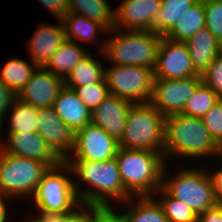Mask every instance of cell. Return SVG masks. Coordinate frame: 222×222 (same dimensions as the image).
<instances>
[{"label":"cell","mask_w":222,"mask_h":222,"mask_svg":"<svg viewBox=\"0 0 222 222\" xmlns=\"http://www.w3.org/2000/svg\"><path fill=\"white\" fill-rule=\"evenodd\" d=\"M65 162L72 168V175L79 177L73 181L82 204L111 207V200L112 202L115 200L114 203H123L132 197L124 188L115 158L98 162L88 160Z\"/></svg>","instance_id":"1"},{"label":"cell","mask_w":222,"mask_h":222,"mask_svg":"<svg viewBox=\"0 0 222 222\" xmlns=\"http://www.w3.org/2000/svg\"><path fill=\"white\" fill-rule=\"evenodd\" d=\"M187 157V159L218 158L219 145L213 140L205 127L202 118L184 114H173L165 117L164 152L168 156Z\"/></svg>","instance_id":"2"},{"label":"cell","mask_w":222,"mask_h":222,"mask_svg":"<svg viewBox=\"0 0 222 222\" xmlns=\"http://www.w3.org/2000/svg\"><path fill=\"white\" fill-rule=\"evenodd\" d=\"M115 159L124 188L132 197L154 196L162 187L163 153L119 147Z\"/></svg>","instance_id":"3"},{"label":"cell","mask_w":222,"mask_h":222,"mask_svg":"<svg viewBox=\"0 0 222 222\" xmlns=\"http://www.w3.org/2000/svg\"><path fill=\"white\" fill-rule=\"evenodd\" d=\"M108 35L112 37L102 42L100 52L111 64L145 66L154 70L162 35L118 28L109 30Z\"/></svg>","instance_id":"4"},{"label":"cell","mask_w":222,"mask_h":222,"mask_svg":"<svg viewBox=\"0 0 222 222\" xmlns=\"http://www.w3.org/2000/svg\"><path fill=\"white\" fill-rule=\"evenodd\" d=\"M168 163L162 172V188L170 196L185 203L197 216L219 204L207 168L186 166L172 175L167 171Z\"/></svg>","instance_id":"5"},{"label":"cell","mask_w":222,"mask_h":222,"mask_svg":"<svg viewBox=\"0 0 222 222\" xmlns=\"http://www.w3.org/2000/svg\"><path fill=\"white\" fill-rule=\"evenodd\" d=\"M165 117L150 102L132 103L119 147L164 152Z\"/></svg>","instance_id":"6"},{"label":"cell","mask_w":222,"mask_h":222,"mask_svg":"<svg viewBox=\"0 0 222 222\" xmlns=\"http://www.w3.org/2000/svg\"><path fill=\"white\" fill-rule=\"evenodd\" d=\"M69 173V176L66 175ZM72 168L61 162L43 175L37 189L31 198L37 214L68 213L81 204L76 194Z\"/></svg>","instance_id":"7"},{"label":"cell","mask_w":222,"mask_h":222,"mask_svg":"<svg viewBox=\"0 0 222 222\" xmlns=\"http://www.w3.org/2000/svg\"><path fill=\"white\" fill-rule=\"evenodd\" d=\"M50 166L42 161L19 157L0 149V194L15 198H32Z\"/></svg>","instance_id":"8"},{"label":"cell","mask_w":222,"mask_h":222,"mask_svg":"<svg viewBox=\"0 0 222 222\" xmlns=\"http://www.w3.org/2000/svg\"><path fill=\"white\" fill-rule=\"evenodd\" d=\"M105 69V80L110 94L132 103L150 102L153 70L145 66L114 65Z\"/></svg>","instance_id":"9"},{"label":"cell","mask_w":222,"mask_h":222,"mask_svg":"<svg viewBox=\"0 0 222 222\" xmlns=\"http://www.w3.org/2000/svg\"><path fill=\"white\" fill-rule=\"evenodd\" d=\"M202 82V76L184 79H153L150 103L164 117L182 114L187 100Z\"/></svg>","instance_id":"10"},{"label":"cell","mask_w":222,"mask_h":222,"mask_svg":"<svg viewBox=\"0 0 222 222\" xmlns=\"http://www.w3.org/2000/svg\"><path fill=\"white\" fill-rule=\"evenodd\" d=\"M119 142L92 123L74 133L73 153L67 160L105 161L115 158Z\"/></svg>","instance_id":"11"},{"label":"cell","mask_w":222,"mask_h":222,"mask_svg":"<svg viewBox=\"0 0 222 222\" xmlns=\"http://www.w3.org/2000/svg\"><path fill=\"white\" fill-rule=\"evenodd\" d=\"M154 79H184L199 75L191 62L187 44L163 36L153 70Z\"/></svg>","instance_id":"12"},{"label":"cell","mask_w":222,"mask_h":222,"mask_svg":"<svg viewBox=\"0 0 222 222\" xmlns=\"http://www.w3.org/2000/svg\"><path fill=\"white\" fill-rule=\"evenodd\" d=\"M37 133L51 151L65 162L73 153L74 132L59 118L53 106L38 108Z\"/></svg>","instance_id":"13"},{"label":"cell","mask_w":222,"mask_h":222,"mask_svg":"<svg viewBox=\"0 0 222 222\" xmlns=\"http://www.w3.org/2000/svg\"><path fill=\"white\" fill-rule=\"evenodd\" d=\"M63 87V78L38 66L16 97L36 108L51 107Z\"/></svg>","instance_id":"14"},{"label":"cell","mask_w":222,"mask_h":222,"mask_svg":"<svg viewBox=\"0 0 222 222\" xmlns=\"http://www.w3.org/2000/svg\"><path fill=\"white\" fill-rule=\"evenodd\" d=\"M162 0H123L115 8V28L152 31Z\"/></svg>","instance_id":"15"},{"label":"cell","mask_w":222,"mask_h":222,"mask_svg":"<svg viewBox=\"0 0 222 222\" xmlns=\"http://www.w3.org/2000/svg\"><path fill=\"white\" fill-rule=\"evenodd\" d=\"M7 135L6 141L0 139V149L3 152L42 161L50 167H55L62 162L37 132H13Z\"/></svg>","instance_id":"16"},{"label":"cell","mask_w":222,"mask_h":222,"mask_svg":"<svg viewBox=\"0 0 222 222\" xmlns=\"http://www.w3.org/2000/svg\"><path fill=\"white\" fill-rule=\"evenodd\" d=\"M132 102L110 94L91 112V123L120 142Z\"/></svg>","instance_id":"17"},{"label":"cell","mask_w":222,"mask_h":222,"mask_svg":"<svg viewBox=\"0 0 222 222\" xmlns=\"http://www.w3.org/2000/svg\"><path fill=\"white\" fill-rule=\"evenodd\" d=\"M57 24L55 26L41 23L28 41L27 47L31 62L37 66H44L66 40L63 21L58 19Z\"/></svg>","instance_id":"18"},{"label":"cell","mask_w":222,"mask_h":222,"mask_svg":"<svg viewBox=\"0 0 222 222\" xmlns=\"http://www.w3.org/2000/svg\"><path fill=\"white\" fill-rule=\"evenodd\" d=\"M53 107L59 118L75 133L91 123V111L73 89L63 87Z\"/></svg>","instance_id":"19"},{"label":"cell","mask_w":222,"mask_h":222,"mask_svg":"<svg viewBox=\"0 0 222 222\" xmlns=\"http://www.w3.org/2000/svg\"><path fill=\"white\" fill-rule=\"evenodd\" d=\"M218 39L206 28L197 31L187 44L192 65L195 71L202 76L210 63L219 55Z\"/></svg>","instance_id":"20"},{"label":"cell","mask_w":222,"mask_h":222,"mask_svg":"<svg viewBox=\"0 0 222 222\" xmlns=\"http://www.w3.org/2000/svg\"><path fill=\"white\" fill-rule=\"evenodd\" d=\"M88 53L82 44L65 40L43 67L52 74L65 79Z\"/></svg>","instance_id":"21"},{"label":"cell","mask_w":222,"mask_h":222,"mask_svg":"<svg viewBox=\"0 0 222 222\" xmlns=\"http://www.w3.org/2000/svg\"><path fill=\"white\" fill-rule=\"evenodd\" d=\"M62 21L65 27L66 40L74 41L77 44L78 41L85 43L91 41L93 45H96L99 43L97 41L99 39H96L99 34L104 33L106 35L109 31L101 23L74 13H67Z\"/></svg>","instance_id":"22"},{"label":"cell","mask_w":222,"mask_h":222,"mask_svg":"<svg viewBox=\"0 0 222 222\" xmlns=\"http://www.w3.org/2000/svg\"><path fill=\"white\" fill-rule=\"evenodd\" d=\"M122 204H129L120 214L123 222H168L155 196L131 197Z\"/></svg>","instance_id":"23"},{"label":"cell","mask_w":222,"mask_h":222,"mask_svg":"<svg viewBox=\"0 0 222 222\" xmlns=\"http://www.w3.org/2000/svg\"><path fill=\"white\" fill-rule=\"evenodd\" d=\"M68 13L97 21L108 30L115 28V8L108 0H68Z\"/></svg>","instance_id":"24"},{"label":"cell","mask_w":222,"mask_h":222,"mask_svg":"<svg viewBox=\"0 0 222 222\" xmlns=\"http://www.w3.org/2000/svg\"><path fill=\"white\" fill-rule=\"evenodd\" d=\"M205 11L203 0H198L184 11L176 25L165 35L170 40L186 42L197 31L205 28Z\"/></svg>","instance_id":"25"},{"label":"cell","mask_w":222,"mask_h":222,"mask_svg":"<svg viewBox=\"0 0 222 222\" xmlns=\"http://www.w3.org/2000/svg\"><path fill=\"white\" fill-rule=\"evenodd\" d=\"M88 53L64 79L65 87H81L105 77L104 64ZM103 64V65H102Z\"/></svg>","instance_id":"26"},{"label":"cell","mask_w":222,"mask_h":222,"mask_svg":"<svg viewBox=\"0 0 222 222\" xmlns=\"http://www.w3.org/2000/svg\"><path fill=\"white\" fill-rule=\"evenodd\" d=\"M37 67L33 62L29 64L26 60L11 58L0 70V81L17 96Z\"/></svg>","instance_id":"27"},{"label":"cell","mask_w":222,"mask_h":222,"mask_svg":"<svg viewBox=\"0 0 222 222\" xmlns=\"http://www.w3.org/2000/svg\"><path fill=\"white\" fill-rule=\"evenodd\" d=\"M10 119L7 128L8 133H31L37 132L38 128V108L21 101L15 97L9 108Z\"/></svg>","instance_id":"28"},{"label":"cell","mask_w":222,"mask_h":222,"mask_svg":"<svg viewBox=\"0 0 222 222\" xmlns=\"http://www.w3.org/2000/svg\"><path fill=\"white\" fill-rule=\"evenodd\" d=\"M198 0H162L153 22L152 32L165 36L178 22L184 11Z\"/></svg>","instance_id":"29"},{"label":"cell","mask_w":222,"mask_h":222,"mask_svg":"<svg viewBox=\"0 0 222 222\" xmlns=\"http://www.w3.org/2000/svg\"><path fill=\"white\" fill-rule=\"evenodd\" d=\"M155 195L159 196L155 199L162 207L168 222H197L198 216L194 211L185 203L170 196L162 187L155 192Z\"/></svg>","instance_id":"30"},{"label":"cell","mask_w":222,"mask_h":222,"mask_svg":"<svg viewBox=\"0 0 222 222\" xmlns=\"http://www.w3.org/2000/svg\"><path fill=\"white\" fill-rule=\"evenodd\" d=\"M221 98L203 81L197 86L193 95L187 100L184 115L202 118Z\"/></svg>","instance_id":"31"},{"label":"cell","mask_w":222,"mask_h":222,"mask_svg":"<svg viewBox=\"0 0 222 222\" xmlns=\"http://www.w3.org/2000/svg\"><path fill=\"white\" fill-rule=\"evenodd\" d=\"M73 89L80 100L92 112L99 104L110 95L105 77L99 81L81 87H68Z\"/></svg>","instance_id":"32"},{"label":"cell","mask_w":222,"mask_h":222,"mask_svg":"<svg viewBox=\"0 0 222 222\" xmlns=\"http://www.w3.org/2000/svg\"><path fill=\"white\" fill-rule=\"evenodd\" d=\"M205 28L217 39L222 37V0H203Z\"/></svg>","instance_id":"33"},{"label":"cell","mask_w":222,"mask_h":222,"mask_svg":"<svg viewBox=\"0 0 222 222\" xmlns=\"http://www.w3.org/2000/svg\"><path fill=\"white\" fill-rule=\"evenodd\" d=\"M202 120L210 136L220 146L222 144V99L202 117Z\"/></svg>","instance_id":"34"},{"label":"cell","mask_w":222,"mask_h":222,"mask_svg":"<svg viewBox=\"0 0 222 222\" xmlns=\"http://www.w3.org/2000/svg\"><path fill=\"white\" fill-rule=\"evenodd\" d=\"M77 208L68 213H45L38 214L25 222H85L86 220V205L80 204Z\"/></svg>","instance_id":"35"},{"label":"cell","mask_w":222,"mask_h":222,"mask_svg":"<svg viewBox=\"0 0 222 222\" xmlns=\"http://www.w3.org/2000/svg\"><path fill=\"white\" fill-rule=\"evenodd\" d=\"M202 81L222 99V56L218 55L202 74Z\"/></svg>","instance_id":"36"},{"label":"cell","mask_w":222,"mask_h":222,"mask_svg":"<svg viewBox=\"0 0 222 222\" xmlns=\"http://www.w3.org/2000/svg\"><path fill=\"white\" fill-rule=\"evenodd\" d=\"M114 206H88L86 205V220L85 222H123V219L117 211H114Z\"/></svg>","instance_id":"37"},{"label":"cell","mask_w":222,"mask_h":222,"mask_svg":"<svg viewBox=\"0 0 222 222\" xmlns=\"http://www.w3.org/2000/svg\"><path fill=\"white\" fill-rule=\"evenodd\" d=\"M15 94L0 81V131L4 128L2 125L5 121L3 118L6 117L5 115L9 113V108L12 104V101L15 98ZM1 135V132H0Z\"/></svg>","instance_id":"38"},{"label":"cell","mask_w":222,"mask_h":222,"mask_svg":"<svg viewBox=\"0 0 222 222\" xmlns=\"http://www.w3.org/2000/svg\"><path fill=\"white\" fill-rule=\"evenodd\" d=\"M45 8H47L53 16L62 20L68 13V0H38Z\"/></svg>","instance_id":"39"},{"label":"cell","mask_w":222,"mask_h":222,"mask_svg":"<svg viewBox=\"0 0 222 222\" xmlns=\"http://www.w3.org/2000/svg\"><path fill=\"white\" fill-rule=\"evenodd\" d=\"M210 169L211 168L209 167L207 171L213 183V189L216 200L219 204H222V166L219 168L217 167L216 170L212 168L213 172Z\"/></svg>","instance_id":"40"},{"label":"cell","mask_w":222,"mask_h":222,"mask_svg":"<svg viewBox=\"0 0 222 222\" xmlns=\"http://www.w3.org/2000/svg\"><path fill=\"white\" fill-rule=\"evenodd\" d=\"M197 222H222V204H218L198 215Z\"/></svg>","instance_id":"41"},{"label":"cell","mask_w":222,"mask_h":222,"mask_svg":"<svg viewBox=\"0 0 222 222\" xmlns=\"http://www.w3.org/2000/svg\"><path fill=\"white\" fill-rule=\"evenodd\" d=\"M8 199L11 200V198L6 197L2 194H0V222H8L9 220H7V205L6 202L9 201ZM7 200V201H6Z\"/></svg>","instance_id":"42"},{"label":"cell","mask_w":222,"mask_h":222,"mask_svg":"<svg viewBox=\"0 0 222 222\" xmlns=\"http://www.w3.org/2000/svg\"><path fill=\"white\" fill-rule=\"evenodd\" d=\"M218 40H219L218 41V43H219V45H218V54L220 56H222V37L220 39H218Z\"/></svg>","instance_id":"43"},{"label":"cell","mask_w":222,"mask_h":222,"mask_svg":"<svg viewBox=\"0 0 222 222\" xmlns=\"http://www.w3.org/2000/svg\"><path fill=\"white\" fill-rule=\"evenodd\" d=\"M222 159V144L219 146V155H218V158Z\"/></svg>","instance_id":"44"}]
</instances>
